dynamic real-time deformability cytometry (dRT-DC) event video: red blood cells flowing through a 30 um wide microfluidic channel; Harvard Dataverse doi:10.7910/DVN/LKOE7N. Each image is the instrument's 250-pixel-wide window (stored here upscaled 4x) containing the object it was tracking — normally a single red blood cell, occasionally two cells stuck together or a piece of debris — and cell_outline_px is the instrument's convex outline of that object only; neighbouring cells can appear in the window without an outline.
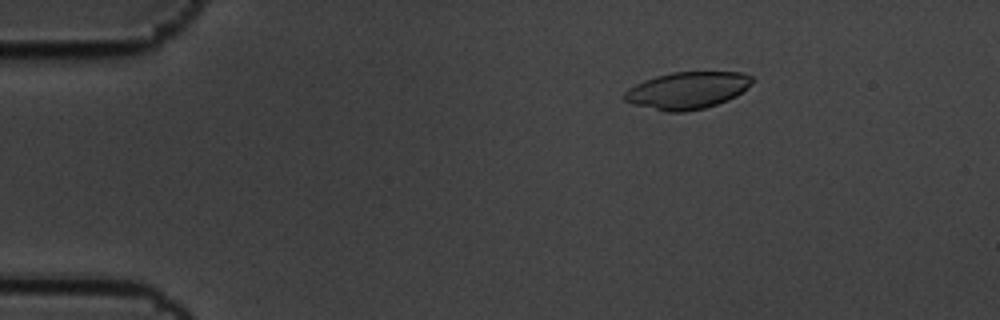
{"species": "common noctule bat (a hibernating species)", "species_latin": "Nyctalus noctula", "temperature_condition": "cold", "stored_images_in_passage": 6, "camera_frame_rate_fps": 3000, "um_per_image_px": 0.085, "animal": {"sex": "male", "body_mass_g": 19.5, "forearm_length_mm": 54.6}, "frame": {"image": 1, "passage_image": 3, "time_ms": 0.667, "image_size_px": [1000, 320], "cell_outline_px": [[752, 84], [736, 96], [728, 100], [704, 108], [684, 112], [664, 112], [632, 104], [624, 100], [624, 92], [628, 88], [644, 80], [656, 76], [672, 72], [740, 72], [752, 76]], "centroid_in_image_um": [58.4, 7.69], "position_along_channel_um": 26.6, "area_um2": 27.63}}
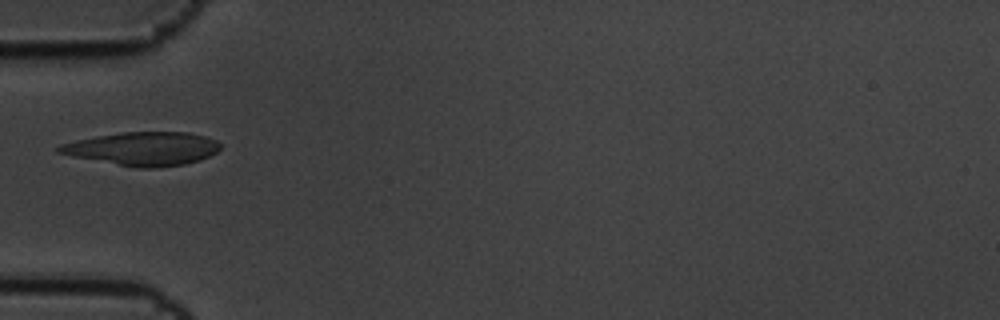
{"frame": {"image": 2, "passage_image": 6, "time_ms": 1.667, "image_size_px": [1000, 320], "cell_outline_px": [[220, 148], [216, 152], [200, 160], [184, 164], [156, 168], [140, 168], [72, 156], [56, 152], [56, 148], [60, 144], [76, 140], [96, 136], [120, 132], [188, 132], [204, 136], [216, 140], [220, 144]], "centroid_in_image_um": [12.14, 12.63], "position_along_channel_um": 72.9, "area_um2": 31.27}}